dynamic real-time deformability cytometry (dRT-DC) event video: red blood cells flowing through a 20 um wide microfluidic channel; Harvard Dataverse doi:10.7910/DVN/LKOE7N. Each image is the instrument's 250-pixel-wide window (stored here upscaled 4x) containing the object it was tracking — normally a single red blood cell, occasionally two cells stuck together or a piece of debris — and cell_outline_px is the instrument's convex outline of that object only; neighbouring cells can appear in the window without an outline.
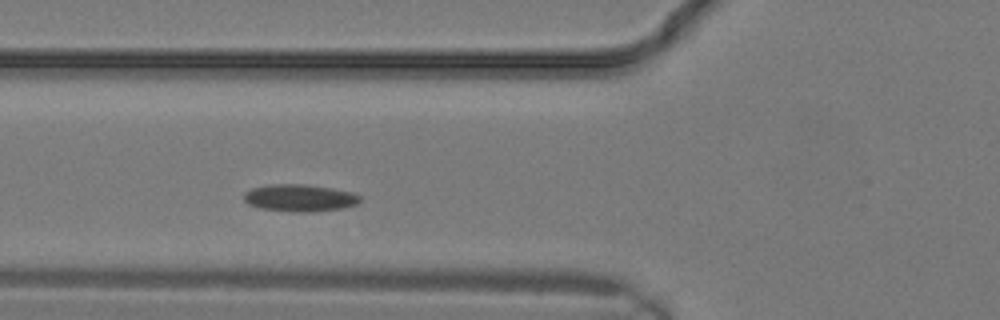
{"species": "common noctule bat (a hibernating species)", "species_latin": "Nyctalus noctula", "temperature_condition": "warm", "stored_images_in_passage": 13, "camera_frame_rate_fps": 3000, "um_per_image_px": 0.085, "animal": {"sex": "male", "body_mass_g": 19.2, "forearm_length_mm": 51.8}, "frame": {"image": 1, "passage_image": 5, "time_ms": 1.333, "image_size_px": [1000, 320], "cell_outline_px": [[360, 200], [356, 204], [340, 208], [312, 212], [296, 212], [260, 208], [248, 204], [244, 200], [244, 192], [252, 188], [272, 184], [304, 184], [352, 192], [360, 196]], "centroid_in_image_um": [25.43, 16.82], "position_along_channel_um": 100.4, "area_um2": 18.15}}
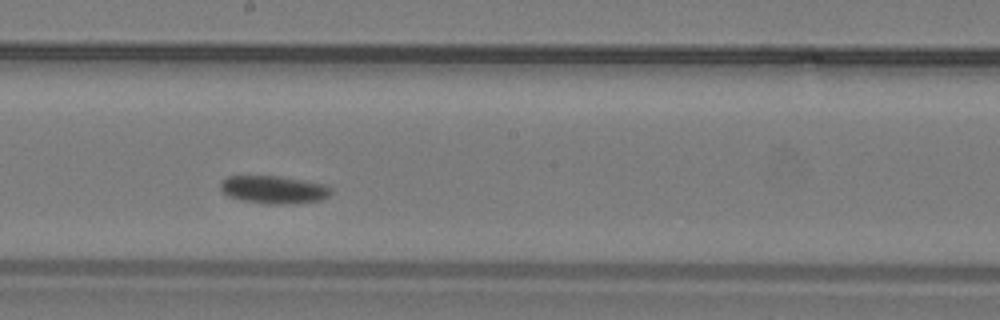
{"frame": {"image": 2, "passage_image": 10, "time_ms": 3.0, "image_size_px": [1000, 320], "cell_outline_px": [[332, 192], [328, 196], [320, 200], [292, 204], [264, 204], [244, 200], [228, 196], [220, 188], [220, 184], [228, 176], [280, 176], [328, 184], [332, 188]], "centroid_in_image_um": [23.33, 16.12], "position_along_channel_um": 224.9, "area_um2": 18.03}}
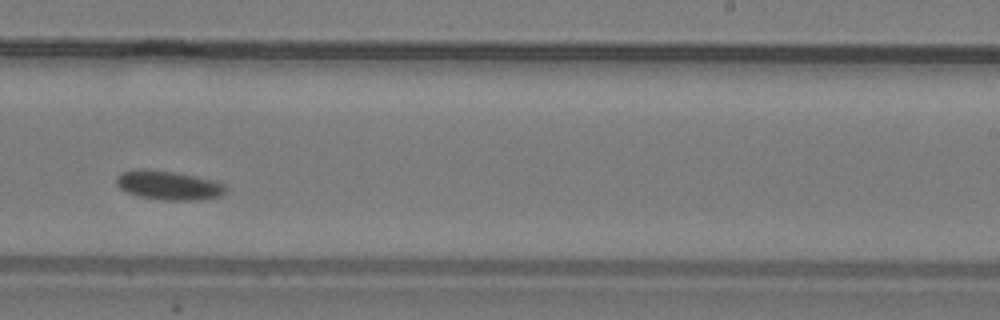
{"frame": {"image": 3, "passage_image": 12, "time_ms": 3.667, "image_size_px": [1000, 320], "cell_outline_px": [[228, 188], [220, 196], [200, 200], [164, 200], [140, 196], [124, 192], [116, 184], [116, 176], [120, 172], [144, 168], [172, 172], [212, 180], [224, 184]], "centroid_in_image_um": [14.28, 15.75], "position_along_channel_um": 274.7, "area_um2": 18.44}}